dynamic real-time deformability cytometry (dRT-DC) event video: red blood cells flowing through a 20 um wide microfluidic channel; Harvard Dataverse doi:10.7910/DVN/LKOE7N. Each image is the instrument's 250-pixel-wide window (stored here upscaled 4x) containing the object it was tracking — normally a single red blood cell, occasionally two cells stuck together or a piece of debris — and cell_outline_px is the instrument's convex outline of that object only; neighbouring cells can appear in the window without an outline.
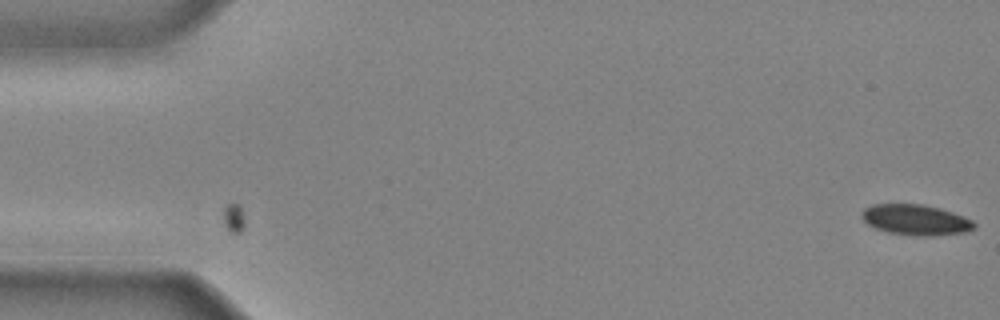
{"species": "common noctule bat (a hibernating species)", "species_latin": "Nyctalus noctula", "temperature_condition": "cold", "stored_images_in_passage": 4, "camera_frame_rate_fps": 3000, "um_per_image_px": 0.085, "animal": {"sex": "male", "body_mass_g": 20.4}, "frame": {"image": 1, "passage_image": 4, "time_ms": 1.0, "image_size_px": [1000, 320], "cell_outline_px": [[976, 228], [964, 232], [932, 236], [916, 236], [888, 232], [876, 228], [868, 224], [860, 216], [860, 212], [864, 208], [872, 204], [924, 204], [940, 208], [964, 216], [972, 220], [976, 224]], "centroid_in_image_um": [77.83, 18.68], "position_along_channel_um": 7.2, "area_um2": 20.17}}